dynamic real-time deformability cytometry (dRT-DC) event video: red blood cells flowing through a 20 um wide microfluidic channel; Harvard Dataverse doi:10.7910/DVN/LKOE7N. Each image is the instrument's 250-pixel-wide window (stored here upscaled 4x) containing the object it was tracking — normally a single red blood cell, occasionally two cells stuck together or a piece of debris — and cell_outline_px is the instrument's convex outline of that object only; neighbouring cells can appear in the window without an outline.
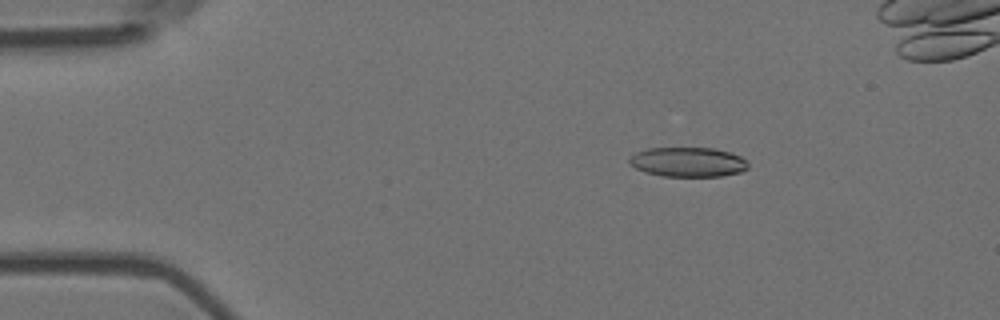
{"species": "Egyptian fruit bat (a non-hibernating species)", "species_latin": "Rousettus aegyptiacus", "temperature_condition": "room temperature", "stored_images_in_passage": 5, "camera_frame_rate_fps": 3000, "um_per_image_px": 0.085, "animal": {"sex": "female"}, "frame": {"image": 1, "passage_image": 2, "time_ms": 0.333, "image_size_px": [1000, 320], "cell_outline_px": [[748, 168], [740, 172], [720, 176], [664, 176], [644, 172], [636, 168], [628, 160], [636, 152], [648, 148], [712, 148], [728, 152], [740, 156], [748, 164]], "centroid_in_image_um": [58.47, 13.77], "position_along_channel_um": 26.5, "area_um2": 20.23}}